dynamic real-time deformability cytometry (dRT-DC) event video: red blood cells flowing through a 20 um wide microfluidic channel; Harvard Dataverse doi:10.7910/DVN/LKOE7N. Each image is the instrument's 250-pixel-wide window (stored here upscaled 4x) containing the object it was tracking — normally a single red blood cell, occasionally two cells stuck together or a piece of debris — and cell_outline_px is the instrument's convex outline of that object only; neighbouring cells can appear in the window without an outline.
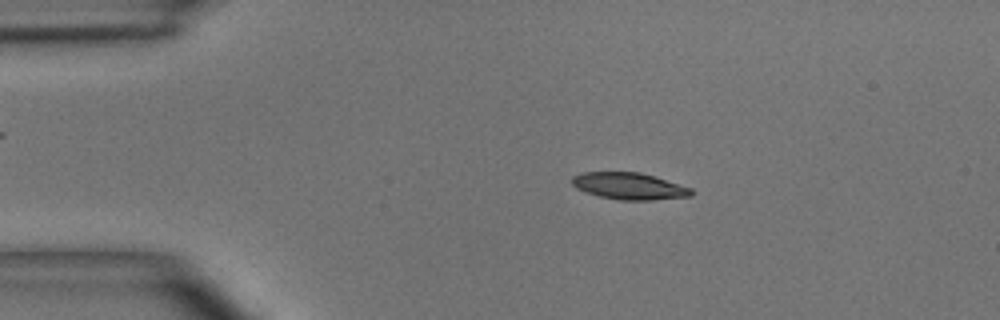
{"species": "common noctule bat (a hibernating species)", "species_latin": "Nyctalus noctula", "temperature_condition": "room temperature", "stored_images_in_passage": 27, "camera_frame_rate_fps": 3000, "um_per_image_px": 0.085, "animal": {"sex": "male", "body_mass_g": 15.6}, "frame": {"image": 1, "passage_image": 9, "time_ms": 2.667, "image_size_px": [1000, 320], "cell_outline_px": [[692, 196], [652, 200], [620, 200], [600, 196], [584, 192], [576, 188], [572, 184], [572, 176], [584, 172], [640, 172], [692, 188]], "centroid_in_image_um": [53.46, 15.82], "position_along_channel_um": 31.5, "area_um2": 18.55}}
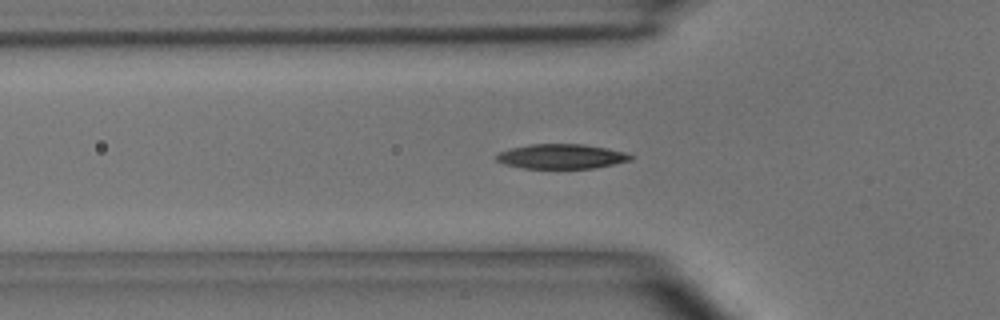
{"frame": {"image": 2, "passage_image": 16, "time_ms": 5.0, "image_size_px": [1000, 320], "cell_outline_px": [[632, 160], [596, 168], [524, 168], [504, 164], [496, 160], [496, 156], [500, 152], [512, 148], [532, 144], [584, 144], [624, 152], [632, 156]], "centroid_in_image_um": [47.72, 13.3], "position_along_channel_um": 78.1, "area_um2": 19.07}}